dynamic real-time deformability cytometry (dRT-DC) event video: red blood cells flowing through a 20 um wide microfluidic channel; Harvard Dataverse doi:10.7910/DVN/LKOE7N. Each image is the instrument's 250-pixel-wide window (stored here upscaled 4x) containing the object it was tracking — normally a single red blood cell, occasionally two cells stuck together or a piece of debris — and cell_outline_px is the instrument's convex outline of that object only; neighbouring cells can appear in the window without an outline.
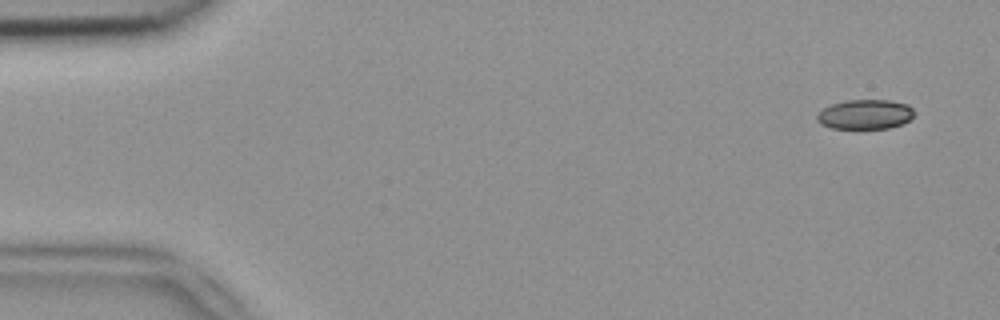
{"species": "common noctule bat (a hibernating species)", "species_latin": "Nyctalus noctula", "temperature_condition": "room temperature", "stored_images_in_passage": 52, "camera_frame_rate_fps": 3000, "um_per_image_px": 0.085, "animal": {"sex": "female", "body_mass_g": 18.4}, "frame": {"image": 1, "passage_image": 3, "time_ms": 0.667, "image_size_px": [1000, 320], "cell_outline_px": [[916, 112], [908, 120], [900, 124], [888, 128], [832, 128], [820, 124], [816, 120], [816, 116], [824, 108], [832, 104], [848, 100], [888, 100], [908, 104]], "centroid_in_image_um": [73.53, 9.71], "position_along_channel_um": 11.5, "area_um2": 16.65}}
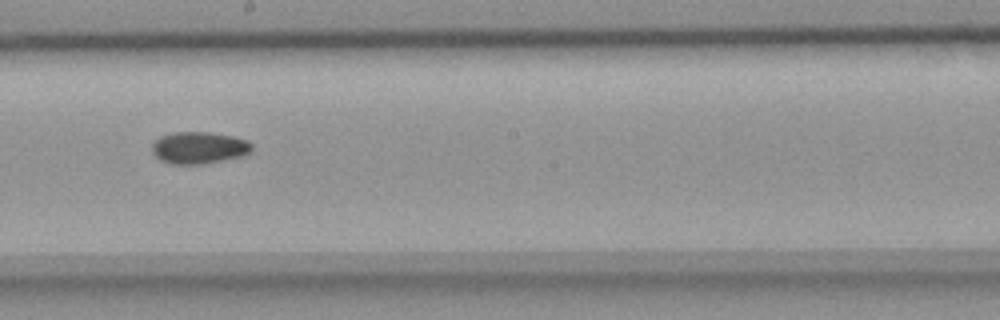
{"frame": {"image": 2, "passage_image": 29, "time_ms": 9.333, "image_size_px": [1000, 320], "cell_outline_px": [[252, 152], [240, 156], [224, 160], [200, 164], [172, 164], [160, 160], [152, 152], [152, 144], [160, 136], [172, 132], [208, 132], [232, 136], [248, 140], [252, 144]], "centroid_in_image_um": [16.91, 12.55], "position_along_channel_um": 231.3, "area_um2": 18.61}}
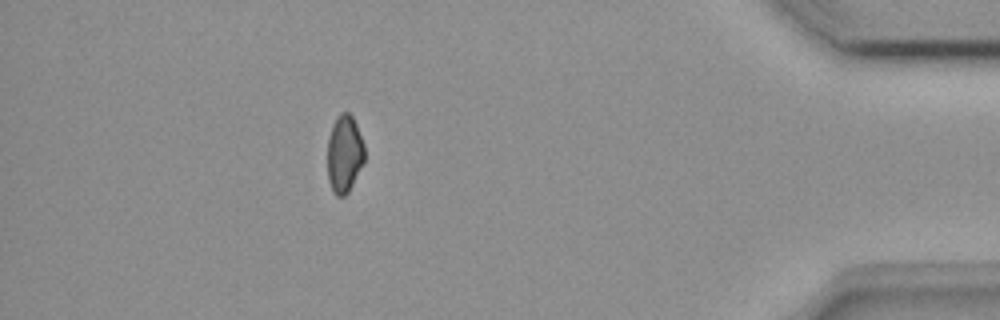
{"frame": {"image": 3, "passage_image": 46, "time_ms": 15.0, "image_size_px": [1000, 320], "cell_outline_px": [[364, 160], [348, 192], [344, 196], [336, 196], [328, 180], [328, 136], [332, 124], [336, 116], [340, 112], [348, 112], [352, 116], [356, 124], [364, 144]], "centroid_in_image_um": [29.26, 13.03], "position_along_channel_um": 405.9, "area_um2": 16.65}}